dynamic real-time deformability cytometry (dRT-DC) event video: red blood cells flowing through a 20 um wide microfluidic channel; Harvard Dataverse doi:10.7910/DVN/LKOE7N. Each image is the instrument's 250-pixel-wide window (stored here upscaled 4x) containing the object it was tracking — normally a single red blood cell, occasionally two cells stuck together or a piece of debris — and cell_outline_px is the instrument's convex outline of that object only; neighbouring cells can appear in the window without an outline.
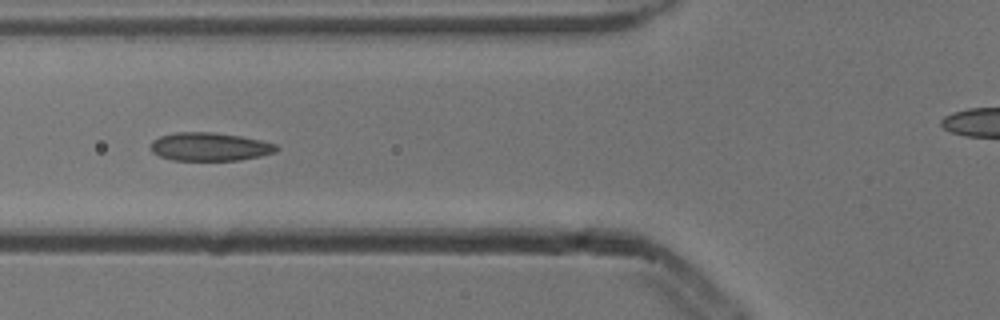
{"species": "common noctule bat (a hibernating species)", "species_latin": "Nyctalus noctula", "temperature_condition": "cold", "stored_images_in_passage": 7, "camera_frame_rate_fps": 3000, "um_per_image_px": 0.085, "animal": {"sex": "male", "body_mass_g": 13.3}, "frame": {"image": 1, "passage_image": 5, "time_ms": 1.333, "image_size_px": [1000, 320], "cell_outline_px": [[280, 148], [276, 152], [260, 156], [240, 160], [172, 160], [160, 156], [152, 152], [152, 140], [160, 136], [176, 132], [212, 132], [240, 136], [260, 140], [276, 144]], "centroid_in_image_um": [17.85, 12.47], "position_along_channel_um": 108.0, "area_um2": 20.69}}
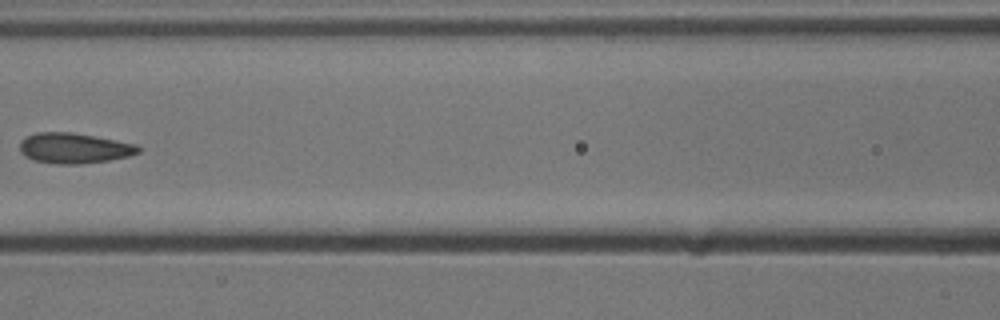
{"frame": {"image": 2, "passage_image": 6, "time_ms": 1.667, "image_size_px": [1000, 320], "cell_outline_px": [[140, 152], [128, 156], [108, 160], [80, 164], [56, 164], [36, 160], [24, 156], [20, 152], [20, 140], [36, 132], [72, 132], [136, 144], [140, 148]], "centroid_in_image_um": [6.27, 12.59], "position_along_channel_um": 160.3, "area_um2": 20.87}}
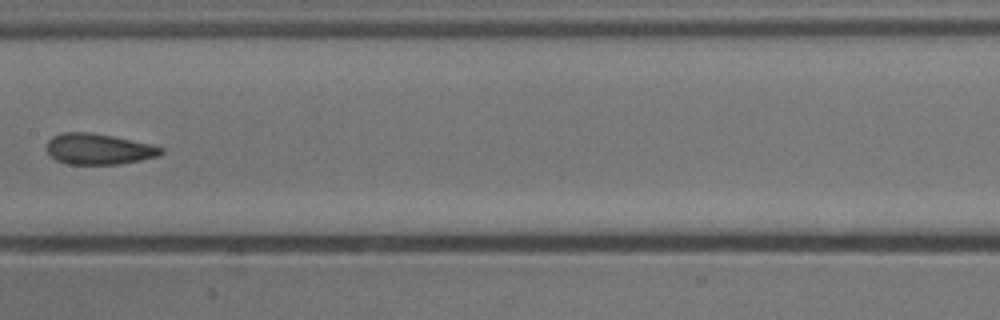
{"frame": {"image": 3, "passage_image": 7, "time_ms": 2.0, "image_size_px": [1000, 320], "cell_outline_px": [[164, 152], [160, 156], [140, 160], [116, 164], [68, 164], [56, 160], [44, 148], [48, 140], [52, 136], [64, 132], [92, 132], [112, 136], [148, 144], [164, 148]], "centroid_in_image_um": [8.35, 12.66], "position_along_channel_um": 199.1, "area_um2": 20.52}}